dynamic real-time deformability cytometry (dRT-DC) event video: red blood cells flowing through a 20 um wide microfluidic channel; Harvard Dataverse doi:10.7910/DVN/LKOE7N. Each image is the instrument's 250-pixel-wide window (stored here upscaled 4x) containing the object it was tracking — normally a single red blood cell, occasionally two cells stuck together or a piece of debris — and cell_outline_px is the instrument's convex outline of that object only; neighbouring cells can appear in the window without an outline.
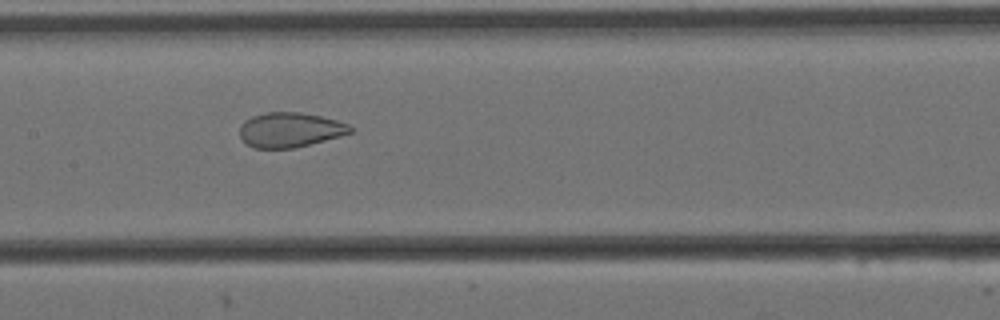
{"species": "Egyptian fruit bat (a non-hibernating species)", "species_latin": "Rousettus aegyptiacus", "temperature_condition": "cold", "stored_images_in_passage": 4, "camera_frame_rate_fps": 3000, "um_per_image_px": 0.085, "animal": {"sex": "female"}, "frame": {"image": 1, "passage_image": 4, "time_ms": 1.0, "image_size_px": [1000, 320], "cell_outline_px": [[352, 132], [340, 136], [292, 148], [256, 148], [248, 144], [240, 136], [240, 124], [244, 120], [252, 116], [268, 112], [300, 112], [320, 116], [336, 120], [348, 124], [352, 128]], "centroid_in_image_um": [24.63, 11.02], "position_along_channel_um": 182.8, "area_um2": 22.14}}